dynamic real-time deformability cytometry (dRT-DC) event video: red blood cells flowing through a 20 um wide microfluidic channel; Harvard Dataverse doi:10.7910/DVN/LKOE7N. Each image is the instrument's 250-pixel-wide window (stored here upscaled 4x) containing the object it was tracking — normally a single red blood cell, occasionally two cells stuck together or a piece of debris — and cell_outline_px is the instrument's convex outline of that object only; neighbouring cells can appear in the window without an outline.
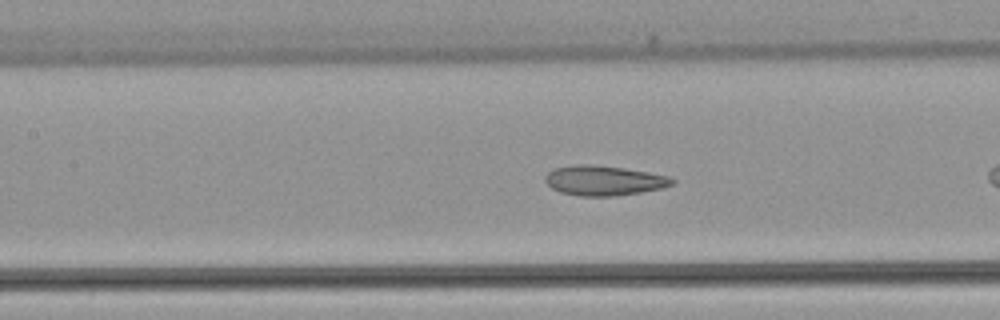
{"species": "common noctule bat (a hibernating species)", "species_latin": "Nyctalus noctula", "temperature_condition": "warm", "stored_images_in_passage": 25, "camera_frame_rate_fps": 3000, "um_per_image_px": 0.085, "animal": {"sex": "female", "body_mass_g": 22.7, "forearm_length_mm": 54.2}, "frame": {"image": 1, "passage_image": 8, "time_ms": 2.333, "image_size_px": [1000, 320], "cell_outline_px": [[676, 180], [672, 184], [660, 188], [640, 192], [616, 196], [580, 196], [560, 192], [552, 188], [544, 180], [544, 176], [552, 168], [576, 164], [588, 164], [624, 168], [648, 172], [668, 176]], "centroid_in_image_um": [51.28, 15.34], "position_along_channel_um": 156.1, "area_um2": 22.08}}
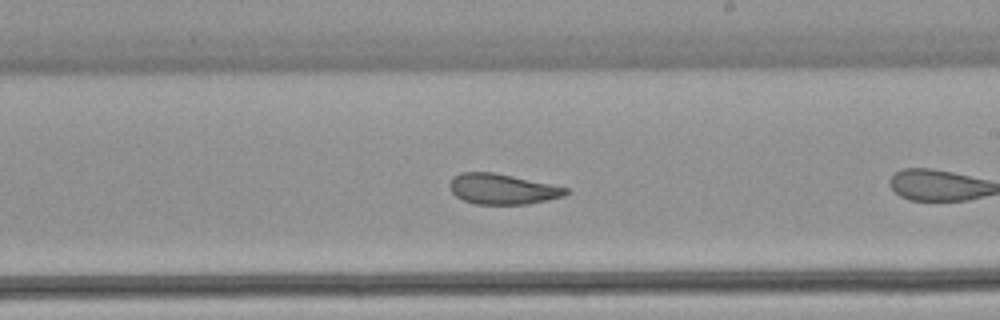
{"frame": {"image": 2, "passage_image": 15, "time_ms": 4.667, "image_size_px": [1000, 320], "cell_outline_px": [[572, 192], [564, 196], [528, 204], [476, 204], [464, 200], [456, 196], [452, 192], [448, 184], [452, 176], [460, 172], [492, 172], [552, 184], [568, 188]], "centroid_in_image_um": [42.7, 16.06], "position_along_channel_um": 246.3, "area_um2": 20.69}}
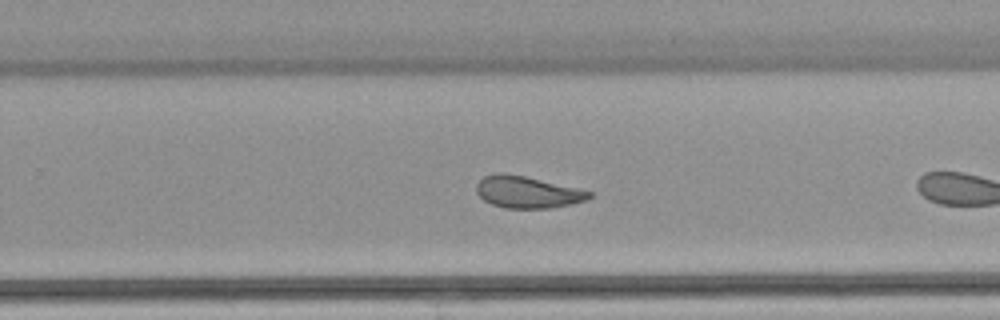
{"frame": {"image": 3, "passage_image": 18, "time_ms": 5.667, "image_size_px": [1000, 320], "cell_outline_px": [[592, 196], [588, 200], [572, 204], [548, 208], [504, 208], [492, 204], [484, 200], [476, 192], [476, 184], [484, 176], [496, 172], [504, 172], [524, 176], [576, 188], [592, 192]], "centroid_in_image_um": [44.8, 16.33], "position_along_channel_um": 285.0, "area_um2": 20.87}}